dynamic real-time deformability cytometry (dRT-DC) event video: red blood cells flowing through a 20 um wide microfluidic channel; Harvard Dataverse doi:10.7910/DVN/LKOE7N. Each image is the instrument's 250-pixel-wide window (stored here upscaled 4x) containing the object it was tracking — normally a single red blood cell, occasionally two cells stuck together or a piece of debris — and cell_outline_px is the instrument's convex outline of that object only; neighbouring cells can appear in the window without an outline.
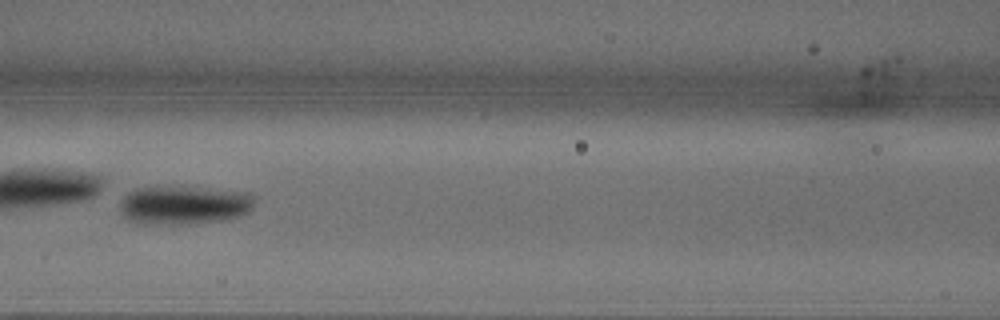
{"species": "common noctule bat (a hibernating species)", "species_latin": "Nyctalus noctula", "temperature_condition": "warm", "stored_images_in_passage": 52, "camera_frame_rate_fps": 3000, "um_per_image_px": 0.085, "animal": {"sex": "male", "body_mass_g": 18.8}, "frame": {"image": 1, "passage_image": 23, "time_ms": 7.333, "image_size_px": [1000, 320], "cell_outline_px": [[252, 208], [248, 212], [240, 216], [224, 220], [188, 224], [136, 224], [124, 216], [120, 204], [124, 196], [128, 192], [136, 188], [168, 184], [248, 192], [252, 196]], "centroid_in_image_um": [15.6, 17.4], "position_along_channel_um": 151.0, "area_um2": 31.04}, "authors_computed_cell_mechanics": {"area_um2": 28.8133, "velocity_mm_per_s": 3.7914, "shape_relaxation_time_tau1_ms": 3.0093, "shape_relaxation_time_tau2_ms": 1.8282, "deformation_change_tau1": 0.1952, "deformation_change_tau2": 0.0631}}